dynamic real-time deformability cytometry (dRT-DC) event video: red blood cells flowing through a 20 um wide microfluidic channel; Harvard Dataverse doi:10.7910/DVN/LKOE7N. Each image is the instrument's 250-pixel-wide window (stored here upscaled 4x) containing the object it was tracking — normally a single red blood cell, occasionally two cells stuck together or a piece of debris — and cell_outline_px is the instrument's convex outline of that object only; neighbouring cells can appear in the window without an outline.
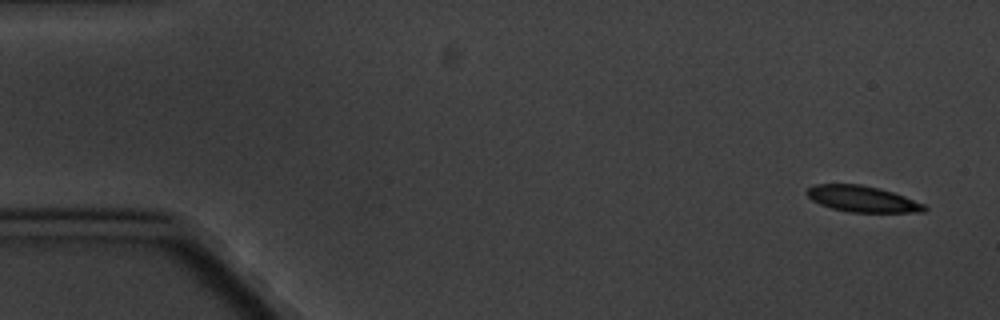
{"species": "common noctule bat (a hibernating species)", "species_latin": "Nyctalus noctula", "temperature_condition": "cold", "stored_images_in_passage": 10, "camera_frame_rate_fps": 3000, "um_per_image_px": 0.085, "animal": {"sex": "male", "body_mass_g": 20.1, "forearm_length_mm": 53.5}, "frame": {"image": 1, "passage_image": 1, "time_ms": 0.0, "image_size_px": [1000, 320], "cell_outline_px": [[928, 208], [924, 212], [852, 212], [832, 208], [820, 204], [812, 200], [804, 192], [808, 188], [816, 184], [860, 184], [880, 188], [904, 196], [924, 204]], "centroid_in_image_um": [73.29, 16.9], "position_along_channel_um": 11.7, "area_um2": 17.8}}
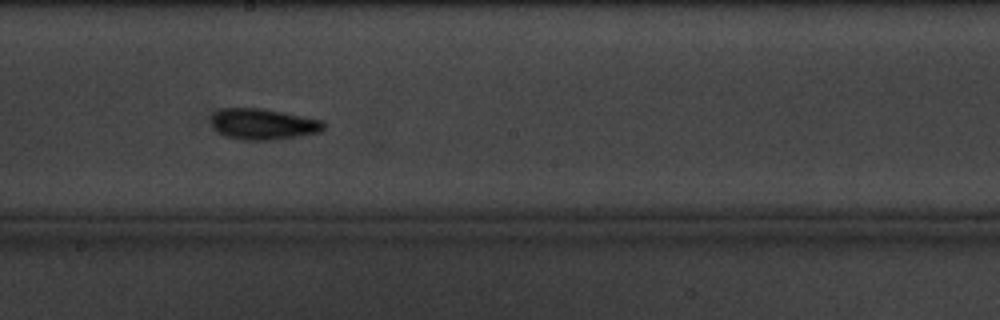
{"frame": {"image": 2, "passage_image": 9, "time_ms": 10.0, "image_size_px": [1000, 320], "cell_outline_px": [[324, 128], [320, 132], [300, 136], [272, 140], [240, 140], [224, 136], [212, 124], [212, 116], [220, 108], [260, 108], [284, 112], [324, 120]], "centroid_in_image_um": [22.4, 10.55], "position_along_channel_um": 225.8, "area_um2": 20.35}}